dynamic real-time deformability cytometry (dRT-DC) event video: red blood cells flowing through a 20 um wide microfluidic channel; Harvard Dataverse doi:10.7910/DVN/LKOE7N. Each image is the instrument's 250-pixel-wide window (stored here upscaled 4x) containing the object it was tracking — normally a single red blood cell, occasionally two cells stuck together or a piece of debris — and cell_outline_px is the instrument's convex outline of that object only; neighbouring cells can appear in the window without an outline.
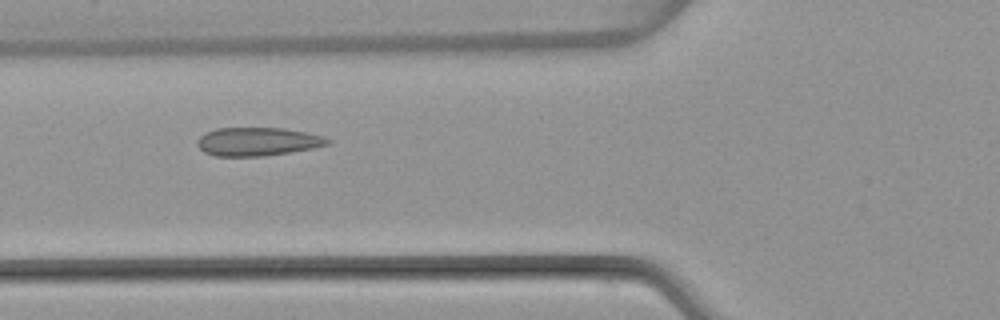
{"species": "common noctule bat (a hibernating species)", "species_latin": "Nyctalus noctula", "temperature_condition": "warm", "stored_images_in_passage": 21, "camera_frame_rate_fps": 3000, "um_per_image_px": 0.085, "animal": {"sex": "female", "body_mass_g": 22.7, "forearm_length_mm": 54.2}, "frame": {"image": 1, "passage_image": 4, "time_ms": 1.0, "image_size_px": [1000, 320], "cell_outline_px": [[332, 140], [328, 144], [312, 148], [264, 156], [216, 156], [204, 152], [196, 144], [200, 136], [216, 128], [284, 128], [324, 136]], "centroid_in_image_um": [21.89, 12.03], "position_along_channel_um": 103.9, "area_um2": 21.39}}
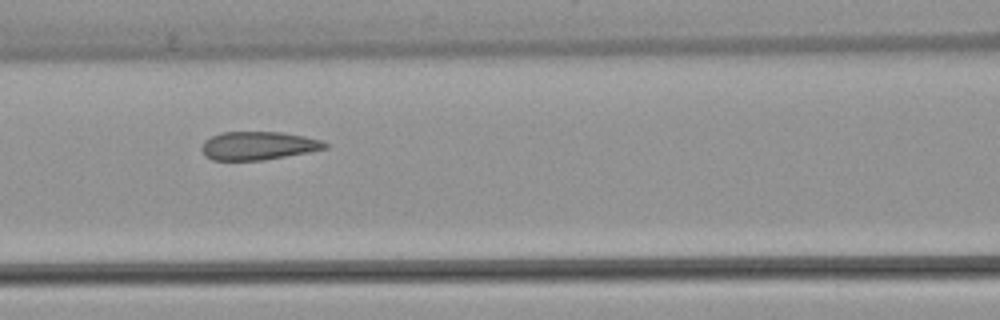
{"frame": {"image": 2, "passage_image": 7, "time_ms": 2.0, "image_size_px": [1000, 320], "cell_outline_px": [[328, 148], [308, 152], [264, 160], [212, 160], [204, 156], [200, 148], [204, 140], [212, 136], [224, 132], [280, 132], [304, 136], [320, 140], [328, 144]], "centroid_in_image_um": [21.92, 12.39], "position_along_channel_um": 144.7, "area_um2": 20.35}}
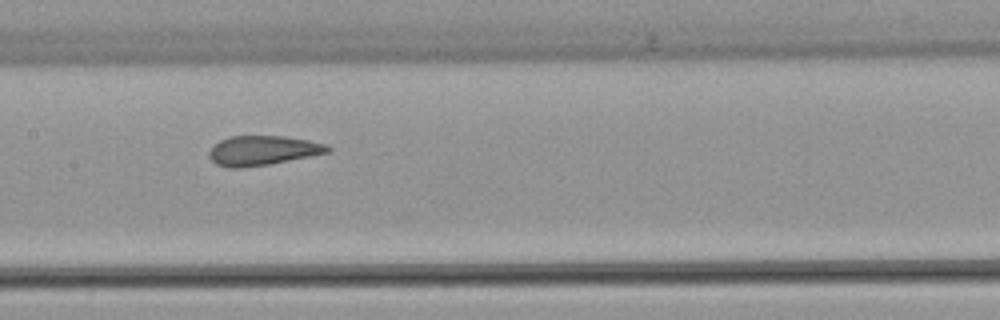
{"frame": {"image": 3, "passage_image": 10, "time_ms": 3.0, "image_size_px": [1000, 320], "cell_outline_px": [[332, 152], [268, 164], [244, 168], [228, 168], [216, 164], [208, 156], [208, 152], [220, 140], [232, 136], [284, 136], [308, 140], [324, 144], [332, 148]], "centroid_in_image_um": [22.33, 12.8], "position_along_channel_um": 185.1, "area_um2": 20.4}}